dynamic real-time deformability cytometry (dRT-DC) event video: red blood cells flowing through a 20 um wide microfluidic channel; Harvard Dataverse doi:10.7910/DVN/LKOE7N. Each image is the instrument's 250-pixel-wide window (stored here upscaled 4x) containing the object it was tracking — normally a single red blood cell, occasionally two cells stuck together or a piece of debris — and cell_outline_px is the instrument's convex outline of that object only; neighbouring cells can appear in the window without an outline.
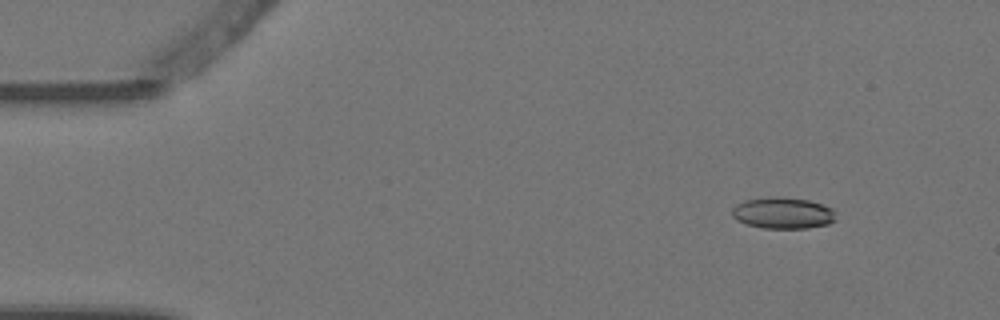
{"species": "Egyptian fruit bat (a non-hibernating species)", "species_latin": "Rousettus aegyptiacus", "temperature_condition": "warm", "stored_images_in_passage": 4, "camera_frame_rate_fps": 3000, "um_per_image_px": 0.085, "animal": {"sex": "female"}, "frame": {"image": 1, "passage_image": 2, "time_ms": 0.333, "image_size_px": [1000, 320], "cell_outline_px": [[836, 220], [828, 224], [808, 228], [764, 228], [744, 224], [736, 220], [732, 216], [732, 208], [736, 204], [744, 200], [768, 196], [776, 196], [808, 200], [832, 208], [836, 212]], "centroid_in_image_um": [66.52, 18.1], "position_along_channel_um": 18.5, "area_um2": 19.25}}
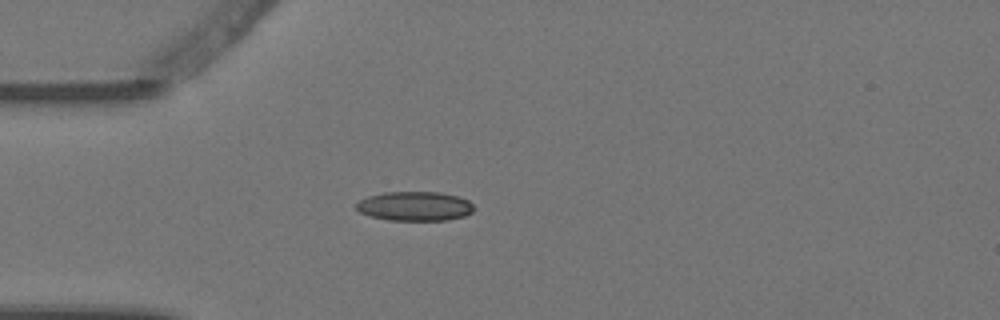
{"frame": {"image": 2, "passage_image": 4, "time_ms": 1.0, "image_size_px": [1000, 320], "cell_outline_px": [[472, 212], [464, 216], [448, 220], [388, 220], [372, 216], [360, 212], [356, 208], [356, 204], [360, 200], [368, 196], [384, 192], [440, 192], [460, 196], [468, 200], [472, 204]], "centroid_in_image_um": [35.27, 17.52], "position_along_channel_um": 49.7, "area_um2": 20.06}}